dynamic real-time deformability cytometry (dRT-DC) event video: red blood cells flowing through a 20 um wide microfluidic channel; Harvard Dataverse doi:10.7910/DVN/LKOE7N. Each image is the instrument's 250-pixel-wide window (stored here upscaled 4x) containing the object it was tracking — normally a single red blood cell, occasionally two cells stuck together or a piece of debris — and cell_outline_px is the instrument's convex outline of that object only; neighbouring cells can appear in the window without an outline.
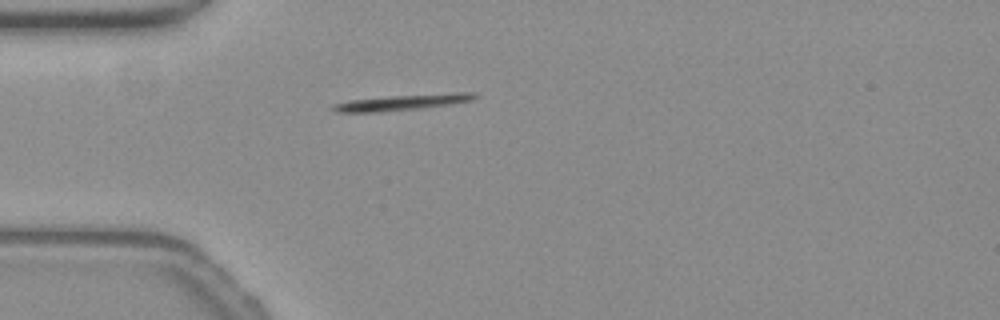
{"species": "common noctule bat (a hibernating species)", "species_latin": "Nyctalus noctula", "temperature_condition": "warm", "stored_images_in_passage": 3, "camera_frame_rate_fps": 3000, "um_per_image_px": 0.085, "animal": {"sex": "female", "body_mass_g": 19.3, "forearm_length_mm": 54.1}, "frame": {"image": 1, "passage_image": 2, "time_ms": 0.333, "image_size_px": [1000, 320], "cell_outline_px": [[480, 96], [472, 100], [452, 104], [424, 108], [380, 112], [336, 112], [328, 108], [332, 104], [348, 100], [392, 96], [456, 92], [472, 92]], "centroid_in_image_um": [34.18, 8.7], "position_along_channel_um": 50.8, "area_um2": 13.24}}